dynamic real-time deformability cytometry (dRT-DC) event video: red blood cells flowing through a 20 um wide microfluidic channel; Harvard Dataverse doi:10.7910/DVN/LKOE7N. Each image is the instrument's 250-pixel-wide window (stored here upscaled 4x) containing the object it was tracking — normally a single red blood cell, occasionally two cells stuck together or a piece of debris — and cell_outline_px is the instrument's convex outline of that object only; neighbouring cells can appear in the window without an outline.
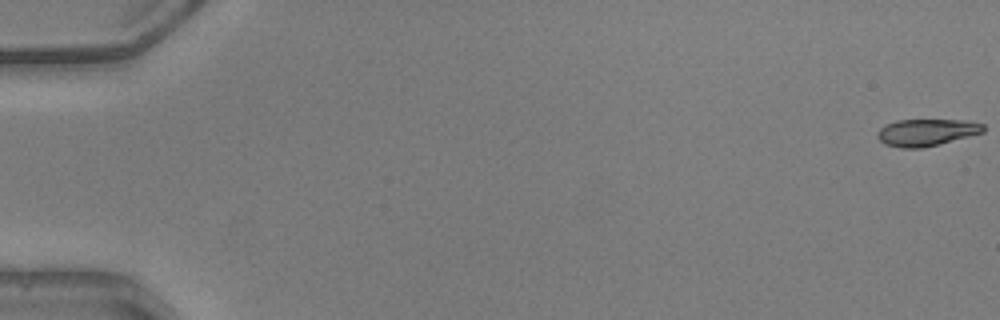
{"species": "common noctule bat (a hibernating species)", "species_latin": "Nyctalus noctula", "temperature_condition": "warm", "stored_images_in_passage": 5, "camera_frame_rate_fps": 3000, "um_per_image_px": 0.085, "animal": {"sex": "male", "body_mass_g": 20.5, "forearm_length_mm": 52.5}, "frame": {"image": 1, "passage_image": 1, "time_ms": 0.0, "image_size_px": [1000, 320], "cell_outline_px": [[984, 132], [920, 148], [900, 148], [884, 144], [876, 136], [876, 132], [884, 124], [896, 120], [960, 120], [984, 124]], "centroid_in_image_um": [78.67, 11.24], "position_along_channel_um": 6.3, "area_um2": 16.47}}